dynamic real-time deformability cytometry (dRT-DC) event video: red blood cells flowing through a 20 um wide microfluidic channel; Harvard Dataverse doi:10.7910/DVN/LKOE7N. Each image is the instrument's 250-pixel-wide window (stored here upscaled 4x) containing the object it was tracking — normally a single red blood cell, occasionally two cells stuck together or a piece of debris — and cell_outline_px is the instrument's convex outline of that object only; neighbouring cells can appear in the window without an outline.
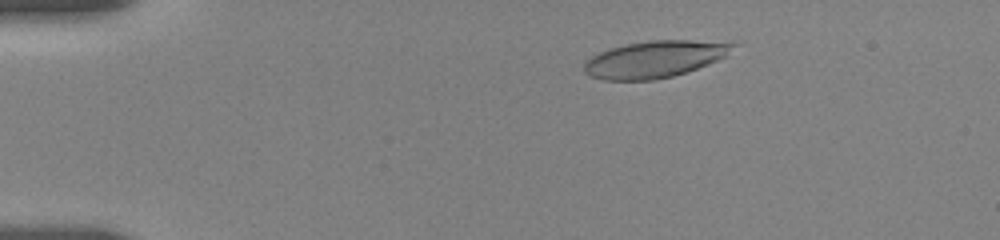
{"species": "human", "species_latin": "Homo sapiens", "temperature_condition": "room temperature", "stored_images_in_passage": 9, "camera_frame_rate_fps": 3000, "um_per_image_px": 0.085, "donor": {"sex": "female"}, "frame": {"image": 1, "passage_image": 3, "time_ms": 2.333, "image_size_px": [1000, 240], "cell_outline_px": [[736, 44], [728, 56], [708, 64], [672, 76], [652, 80], [604, 80], [592, 76], [584, 72], [584, 64], [592, 56], [600, 52], [612, 48], [628, 44], [648, 40], [688, 40]], "centroid_in_image_um": [55.64, 5.04], "position_along_channel_um": 29.4, "area_um2": 31.39}}
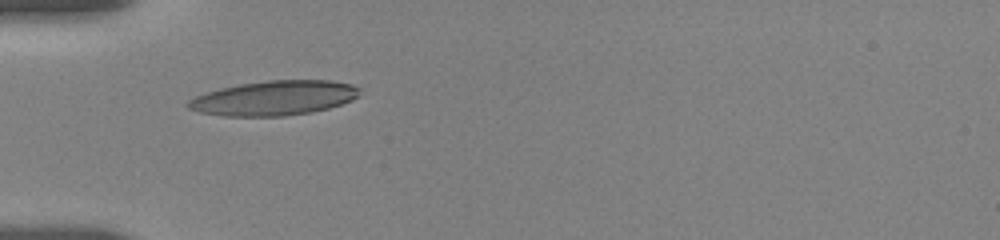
{"frame": {"image": 2, "passage_image": 7, "time_ms": 5.0, "image_size_px": [1000, 240], "cell_outline_px": [[360, 96], [352, 100], [328, 108], [312, 112], [284, 116], [224, 116], [200, 112], [188, 108], [184, 104], [188, 100], [196, 96], [220, 88], [240, 84], [268, 80], [332, 80], [352, 84], [360, 88]], "centroid_in_image_um": [23.32, 8.33], "position_along_channel_um": 61.7, "area_um2": 34.74}}
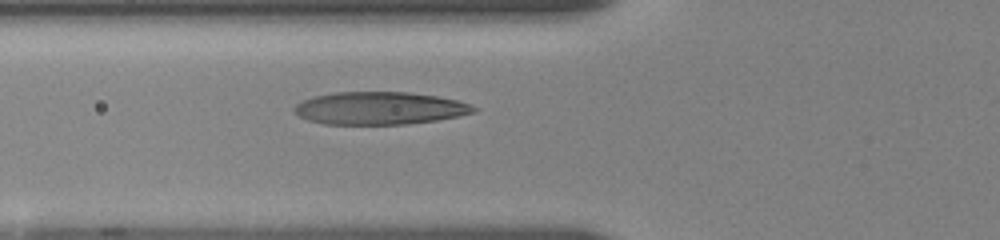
{"frame": {"image": 3, "passage_image": 9, "time_ms": 6.0, "image_size_px": [1000, 240], "cell_outline_px": [[476, 112], [436, 120], [408, 124], [324, 124], [308, 120], [300, 116], [292, 108], [296, 104], [304, 100], [316, 96], [336, 92], [408, 92], [436, 96], [456, 100], [472, 104], [476, 108]], "centroid_in_image_um": [32.28, 9.2], "position_along_channel_um": 93.5, "area_um2": 33.93}}